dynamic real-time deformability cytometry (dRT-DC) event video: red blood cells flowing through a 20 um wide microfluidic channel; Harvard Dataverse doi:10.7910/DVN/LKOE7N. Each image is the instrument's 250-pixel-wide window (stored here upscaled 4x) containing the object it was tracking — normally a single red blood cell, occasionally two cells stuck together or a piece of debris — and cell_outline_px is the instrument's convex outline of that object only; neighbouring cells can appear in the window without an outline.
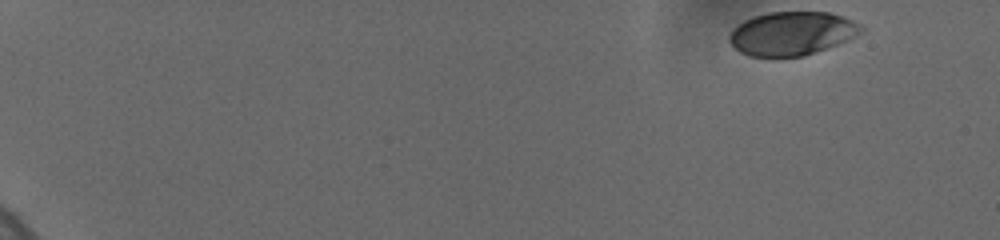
{"species": "human", "species_latin": "Homo sapiens", "temperature_condition": "cold", "stored_images_in_passage": 38, "camera_frame_rate_fps": 3000, "um_per_image_px": 0.085, "donor": {"sex": "female"}, "frame": {"image": 1, "passage_image": 1, "time_ms": 0.0, "image_size_px": [1000, 240], "cell_outline_px": [[864, 28], [860, 32], [848, 40], [804, 56], [748, 56], [740, 52], [728, 40], [728, 36], [732, 28], [744, 20], [752, 16], [768, 12], [828, 12], [852, 20], [860, 24]], "centroid_in_image_um": [67.27, 2.83], "position_along_channel_um": 17.7, "area_um2": 33.35}}
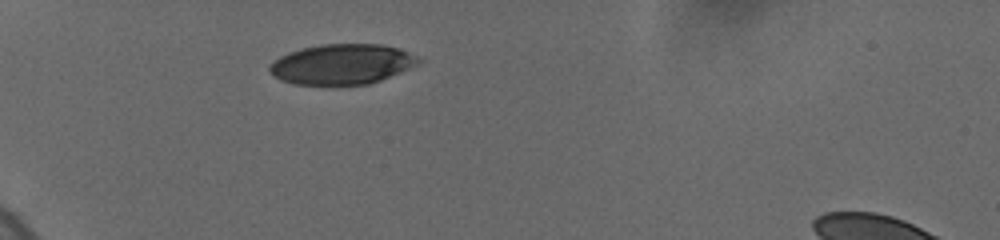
{"frame": {"image": 2, "passage_image": 36, "time_ms": 5.0, "image_size_px": [1000, 240], "cell_outline_px": [[420, 60], [416, 64], [408, 68], [380, 80], [368, 84], [292, 84], [276, 76], [268, 68], [280, 56], [288, 52], [300, 48], [320, 44], [380, 44], [396, 48], [408, 52]], "centroid_in_image_um": [29.03, 5.44], "position_along_channel_um": 56.0, "area_um2": 34.16}}
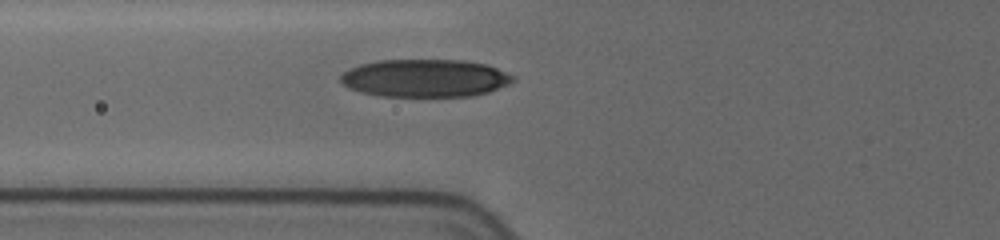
{"frame": {"image": 3, "passage_image": 38, "time_ms": 6.667, "image_size_px": [1000, 240], "cell_outline_px": [[516, 80], [508, 84], [488, 92], [472, 96], [380, 96], [360, 92], [348, 88], [340, 84], [340, 76], [348, 68], [360, 64], [380, 60], [464, 60], [488, 64], [516, 76]], "centroid_in_image_um": [36.12, 6.64], "position_along_channel_um": 89.7, "area_um2": 38.32}}